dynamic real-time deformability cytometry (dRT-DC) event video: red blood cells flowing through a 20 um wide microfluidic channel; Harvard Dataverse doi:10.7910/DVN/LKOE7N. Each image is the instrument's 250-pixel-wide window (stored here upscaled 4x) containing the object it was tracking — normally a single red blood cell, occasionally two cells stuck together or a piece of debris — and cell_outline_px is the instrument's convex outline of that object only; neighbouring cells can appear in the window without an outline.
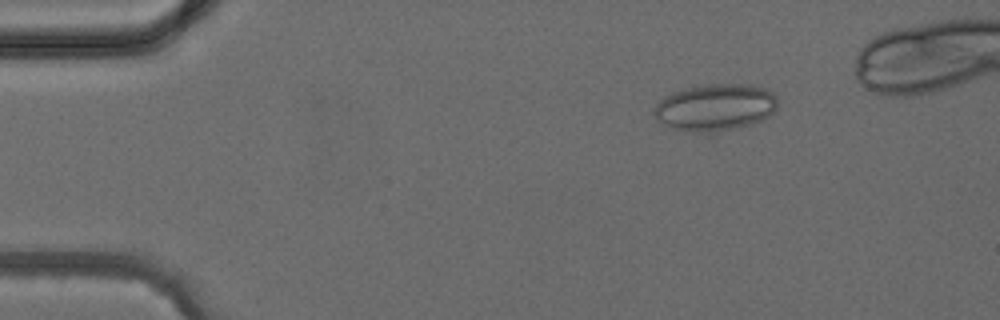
{"species": "common noctule bat (a hibernating species)", "species_latin": "Nyctalus noctula", "temperature_condition": "cold", "stored_images_in_passage": 5, "camera_frame_rate_fps": 3000, "um_per_image_px": 0.085, "animal": {"sex": "female", "body_mass_g": 24.6, "forearm_length_mm": 56.2}, "frame": {"image": 1, "passage_image": 5, "time_ms": 6.0, "image_size_px": [1000, 320], "cell_outline_px": [[776, 108], [768, 116], [760, 120], [748, 124], [708, 136], [672, 128], [664, 124], [652, 116], [652, 112], [656, 104], [660, 100], [672, 92], [704, 84], [752, 84], [764, 88], [772, 92], [776, 96]], "centroid_in_image_um": [60.75, 9.15], "position_along_channel_um": 24.2, "area_um2": 34.22}}